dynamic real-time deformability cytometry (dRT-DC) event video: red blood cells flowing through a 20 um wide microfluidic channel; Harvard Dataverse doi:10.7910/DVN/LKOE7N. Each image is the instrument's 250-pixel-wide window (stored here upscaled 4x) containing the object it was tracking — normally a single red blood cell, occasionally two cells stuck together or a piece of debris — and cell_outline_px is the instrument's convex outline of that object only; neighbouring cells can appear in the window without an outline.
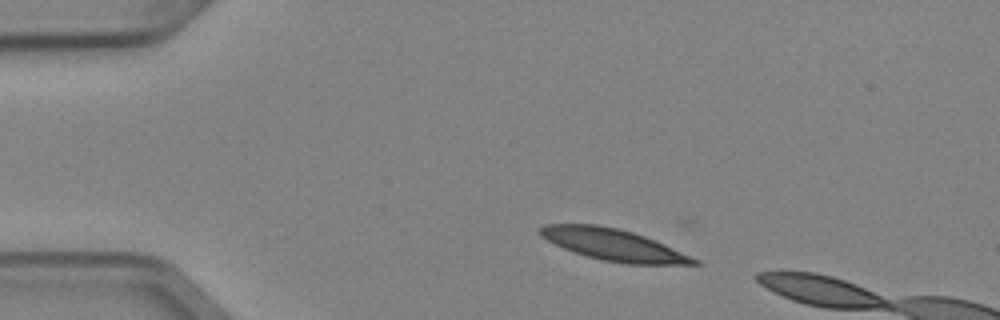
{"species": "Egyptian fruit bat (a non-hibernating species)", "species_latin": "Rousettus aegyptiacus", "temperature_condition": "cold", "stored_images_in_passage": 3, "camera_frame_rate_fps": 3000, "um_per_image_px": 0.085, "animal": {"sex": "female"}, "frame": {"image": 1, "passage_image": 1, "time_ms": 0.0, "image_size_px": [1000, 320], "cell_outline_px": [[704, 264], [628, 264], [604, 260], [588, 256], [564, 248], [540, 236], [540, 228], [544, 224], [596, 224], [616, 228], [632, 232], [644, 236], [664, 244], [692, 256], [700, 260]], "centroid_in_image_um": [52.18, 20.8], "position_along_channel_um": 32.8, "area_um2": 27.92}}